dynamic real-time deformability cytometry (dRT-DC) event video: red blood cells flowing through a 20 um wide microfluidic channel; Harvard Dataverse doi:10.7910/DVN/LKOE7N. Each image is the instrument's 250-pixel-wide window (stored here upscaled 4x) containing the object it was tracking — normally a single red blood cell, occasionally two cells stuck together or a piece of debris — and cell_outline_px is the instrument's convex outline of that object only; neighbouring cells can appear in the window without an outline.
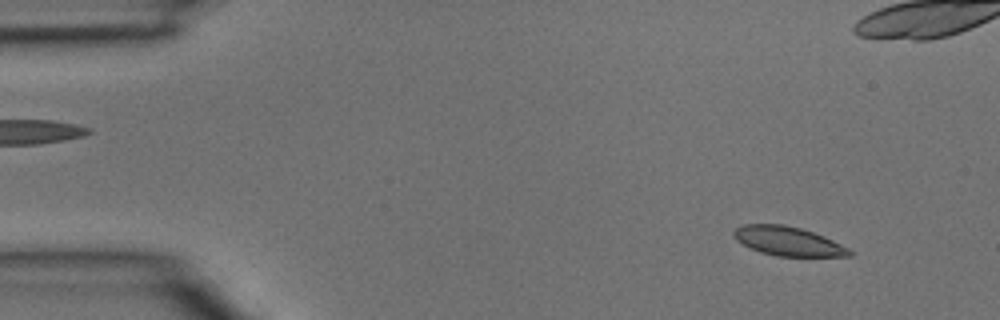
{"species": "common noctule bat (a hibernating species)", "species_latin": "Nyctalus noctula", "temperature_condition": "room temperature", "stored_images_in_passage": 4, "segment_of_instrument_passage": [2, 2], "camera_frame_rate_fps": 3000, "um_per_image_px": 0.085, "animal": {"sex": "male", "body_mass_g": 15.6}, "frame": {"image": 1, "passage_image": 4, "time_ms": 1.0, "image_size_px": [1000, 320], "cell_outline_px": [[852, 256], [776, 256], [760, 252], [736, 240], [732, 232], [736, 228], [744, 224], [784, 224], [800, 228], [824, 236], [848, 248], [852, 252]], "centroid_in_image_um": [66.97, 20.5], "position_along_channel_um": 18.0, "area_um2": 19.42}}